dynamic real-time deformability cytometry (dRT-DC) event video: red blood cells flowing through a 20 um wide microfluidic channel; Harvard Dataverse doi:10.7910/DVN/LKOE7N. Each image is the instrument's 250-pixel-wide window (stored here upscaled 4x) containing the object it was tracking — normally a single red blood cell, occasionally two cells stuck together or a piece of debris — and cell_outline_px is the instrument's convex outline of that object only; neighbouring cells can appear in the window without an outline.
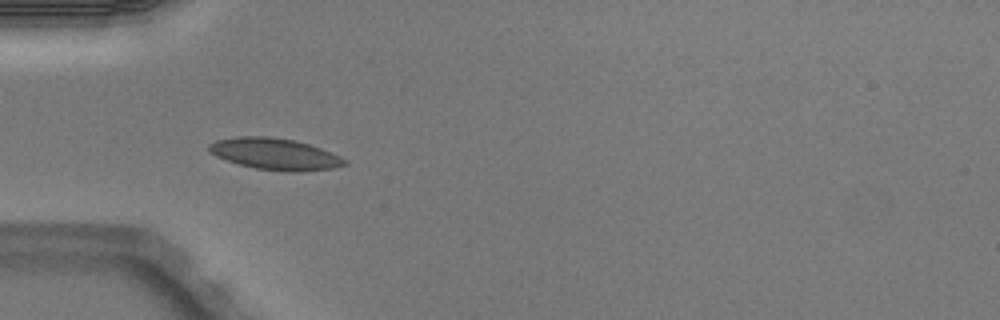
{"species": "Egyptian fruit bat (a non-hibernating species)", "species_latin": "Rousettus aegyptiacus", "temperature_condition": "warm", "stored_images_in_passage": 5, "camera_frame_rate_fps": 3000, "um_per_image_px": 0.085, "animal": {"sex": "male"}, "frame": {"image": 1, "passage_image": 4, "time_ms": 1.0, "image_size_px": [1000, 320], "cell_outline_px": [[348, 164], [332, 168], [300, 172], [288, 172], [256, 168], [240, 164], [216, 156], [208, 152], [208, 144], [216, 140], [236, 136], [268, 136], [292, 140], [308, 144], [320, 148], [340, 156], [348, 160]], "centroid_in_image_um": [23.36, 13.09], "position_along_channel_um": 61.6, "area_um2": 24.85}}
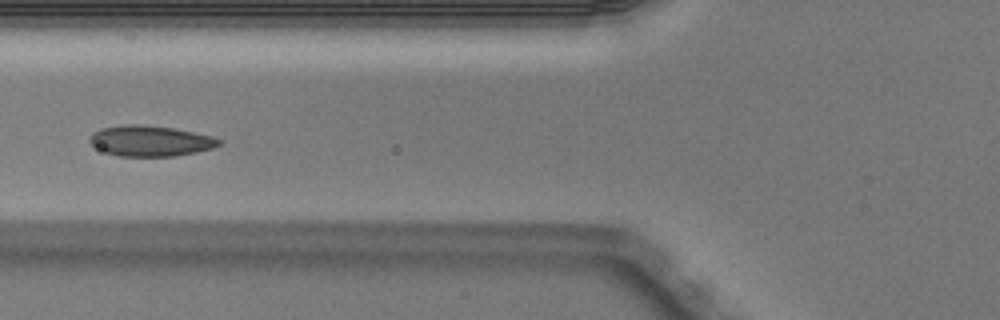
{"frame": {"image": 2, "passage_image": 5, "time_ms": 1.333, "image_size_px": [1000, 320], "cell_outline_px": [[224, 140], [220, 144], [212, 148], [196, 152], [176, 156], [120, 156], [104, 152], [92, 144], [88, 140], [92, 132], [100, 128], [124, 124], [140, 124], [172, 128], [212, 136]], "centroid_in_image_um": [12.76, 11.97], "position_along_channel_um": 113.0, "area_um2": 23.12}}